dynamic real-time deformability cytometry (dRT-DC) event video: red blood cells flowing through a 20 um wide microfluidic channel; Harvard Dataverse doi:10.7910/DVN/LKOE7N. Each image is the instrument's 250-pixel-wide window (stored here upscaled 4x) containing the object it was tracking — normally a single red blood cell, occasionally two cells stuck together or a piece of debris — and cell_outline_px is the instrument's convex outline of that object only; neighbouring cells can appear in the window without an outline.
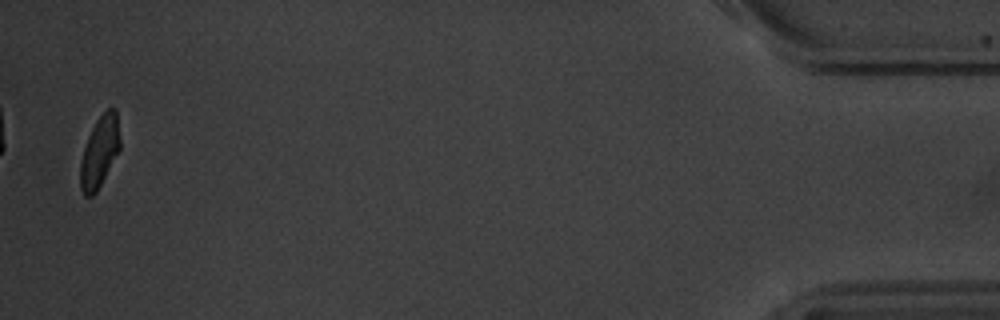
{"species": "common noctule bat (a hibernating species)", "species_latin": "Nyctalus noctula", "temperature_condition": "warm", "stored_images_in_passage": 17, "camera_frame_rate_fps": 3000, "um_per_image_px": 0.085, "animal": {"sex": "male", "body_mass_g": 20.1, "forearm_length_mm": 53.5}, "frame": {"image": 1, "passage_image": 17, "time_ms": 18.667, "image_size_px": [1000, 320], "cell_outline_px": [[120, 148], [96, 192], [92, 196], [84, 196], [80, 188], [80, 160], [88, 136], [96, 120], [108, 108], [116, 108], [120, 140]], "centroid_in_image_um": [8.45, 12.9], "position_along_channel_um": 426.8, "area_um2": 16.3}, "authors_computed_cell_mechanics": {"area_um2": 18.1492, "velocity_mm_per_s": 3.4063, "shape_relaxation_time_tau1_ms": 2.939, "shape_relaxation_time_tau2_ms": 7.7711, "deformation_change_tau1": 0.1171, "deformation_change_tau2": 0.1345}}